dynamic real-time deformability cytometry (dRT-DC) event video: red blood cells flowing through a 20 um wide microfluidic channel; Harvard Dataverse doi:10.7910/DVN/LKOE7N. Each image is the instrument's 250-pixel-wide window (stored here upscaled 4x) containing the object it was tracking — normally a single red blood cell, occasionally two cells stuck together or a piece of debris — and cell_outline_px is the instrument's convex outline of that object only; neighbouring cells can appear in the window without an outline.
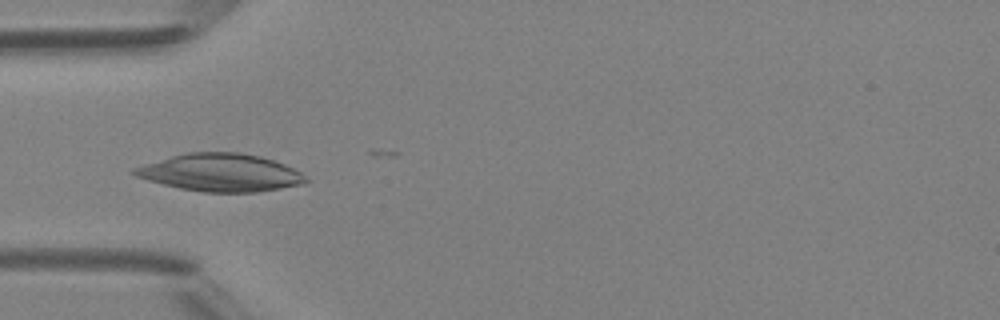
{"species": "Egyptian fruit bat (a non-hibernating species)", "species_latin": "Rousettus aegyptiacus", "temperature_condition": "room temperature", "stored_images_in_passage": 6, "camera_frame_rate_fps": 3000, "um_per_image_px": 0.085, "animal": {"sex": "female"}, "frame": {"image": 1, "passage_image": 5, "time_ms": 4.333, "image_size_px": [1000, 320], "cell_outline_px": [[308, 180], [300, 184], [280, 188], [256, 192], [204, 192], [180, 188], [148, 180], [136, 176], [128, 172], [132, 168], [144, 164], [172, 156], [188, 152], [240, 152], [260, 156], [284, 164], [300, 172]], "centroid_in_image_um": [18.7, 14.66], "position_along_channel_um": 66.3, "area_um2": 37.28}}